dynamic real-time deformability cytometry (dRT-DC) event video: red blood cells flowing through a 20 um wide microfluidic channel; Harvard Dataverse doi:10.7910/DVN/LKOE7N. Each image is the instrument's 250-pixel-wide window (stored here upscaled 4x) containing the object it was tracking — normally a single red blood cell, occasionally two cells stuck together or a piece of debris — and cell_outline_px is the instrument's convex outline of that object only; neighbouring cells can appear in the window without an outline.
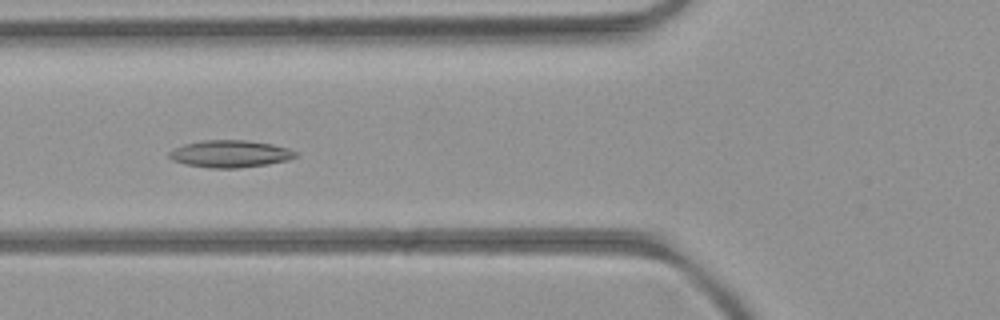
{"species": "common noctule bat (a hibernating species)", "species_latin": "Nyctalus noctula", "temperature_condition": "room temperature", "stored_images_in_passage": 28, "camera_frame_rate_fps": 3000, "um_per_image_px": 0.085, "animal": {"sex": "female", "body_mass_g": 21.9}, "frame": {"image": 1, "passage_image": 9, "time_ms": 2.667, "image_size_px": [1000, 320], "cell_outline_px": [[296, 156], [288, 160], [268, 164], [240, 168], [208, 168], [184, 164], [172, 160], [168, 156], [168, 152], [184, 144], [204, 140], [244, 140], [272, 144], [288, 148], [296, 152]], "centroid_in_image_um": [19.54, 13.08], "position_along_channel_um": 106.3, "area_um2": 20.0}}
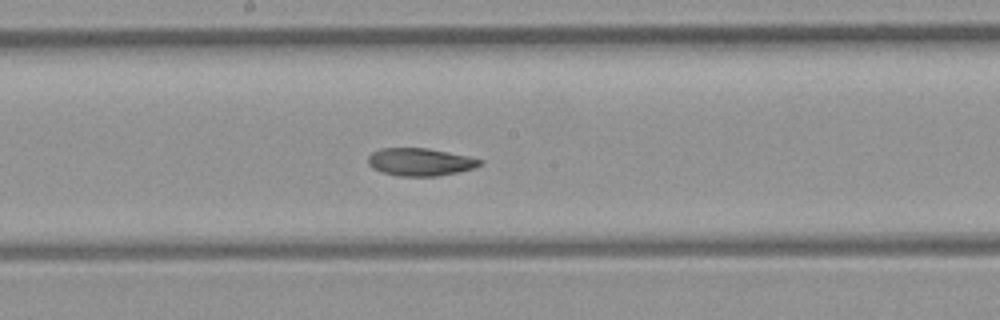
{"frame": {"image": 2, "passage_image": 17, "time_ms": 5.333, "image_size_px": [1000, 320], "cell_outline_px": [[484, 160], [480, 164], [472, 168], [440, 176], [396, 176], [380, 172], [372, 168], [368, 164], [368, 156], [372, 152], [380, 148], [428, 148], [468, 156]], "centroid_in_image_um": [35.66, 13.77], "position_along_channel_um": 212.5, "area_um2": 18.09}}
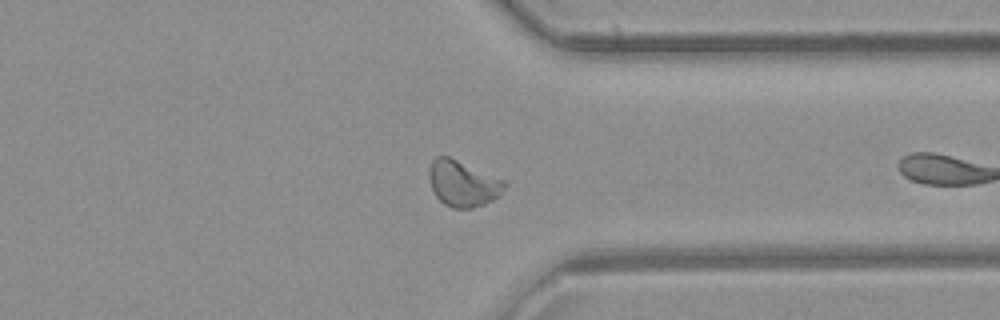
{"frame": {"image": 3, "passage_image": 26, "time_ms": 8.333, "image_size_px": [1000, 320], "cell_outline_px": [[508, 184], [492, 200], [484, 204], [472, 208], [452, 208], [444, 204], [432, 192], [428, 176], [428, 172], [432, 160], [436, 156], [448, 156], [504, 180]], "centroid_in_image_um": [39.29, 15.6], "position_along_channel_um": 372.1, "area_um2": 20.06}}